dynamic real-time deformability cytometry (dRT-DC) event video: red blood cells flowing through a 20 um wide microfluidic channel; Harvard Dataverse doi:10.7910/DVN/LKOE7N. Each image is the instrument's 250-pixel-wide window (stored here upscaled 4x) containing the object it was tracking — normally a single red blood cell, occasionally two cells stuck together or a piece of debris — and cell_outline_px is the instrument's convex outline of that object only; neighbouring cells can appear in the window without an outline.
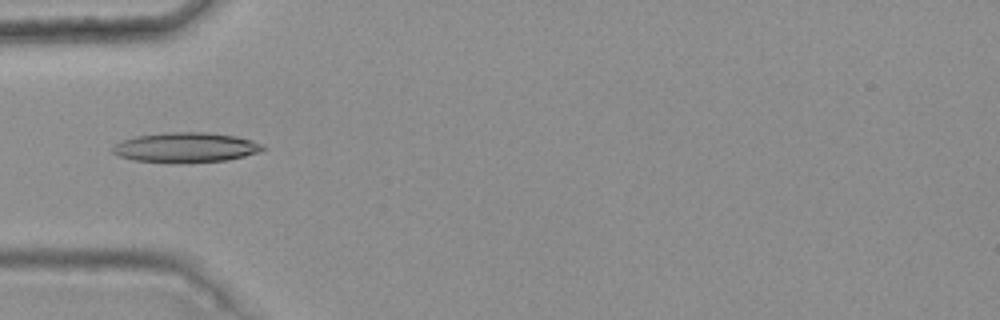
{"species": "common noctule bat (a hibernating species)", "species_latin": "Nyctalus noctula", "temperature_condition": "warm", "stored_images_in_passage": 7, "camera_frame_rate_fps": 3000, "um_per_image_px": 0.085, "animal": {"sex": "female", "body_mass_g": 25.1}, "frame": {"image": 1, "passage_image": 4, "time_ms": 1.0, "image_size_px": [1000, 320], "cell_outline_px": [[268, 148], [244, 156], [228, 160], [132, 160], [120, 156], [112, 152], [112, 148], [116, 144], [124, 140], [136, 136], [168, 132], [208, 132], [236, 136], [252, 140], [264, 144]], "centroid_in_image_um": [15.85, 12.48], "position_along_channel_um": 69.1, "area_um2": 25.09}}
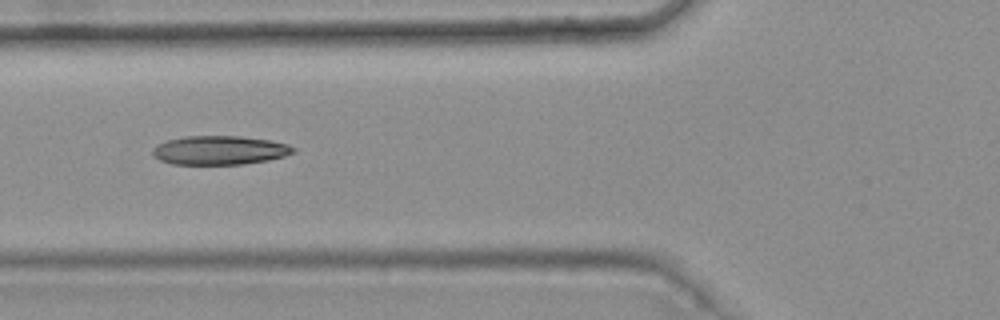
{"frame": {"image": 2, "passage_image": 5, "time_ms": 1.333, "image_size_px": [1000, 320], "cell_outline_px": [[296, 152], [284, 156], [268, 160], [244, 164], [172, 164], [160, 160], [152, 156], [152, 148], [156, 144], [168, 140], [184, 136], [240, 136], [268, 140], [288, 144], [296, 148]], "centroid_in_image_um": [18.65, 12.77], "position_along_channel_um": 107.2, "area_um2": 23.81}}
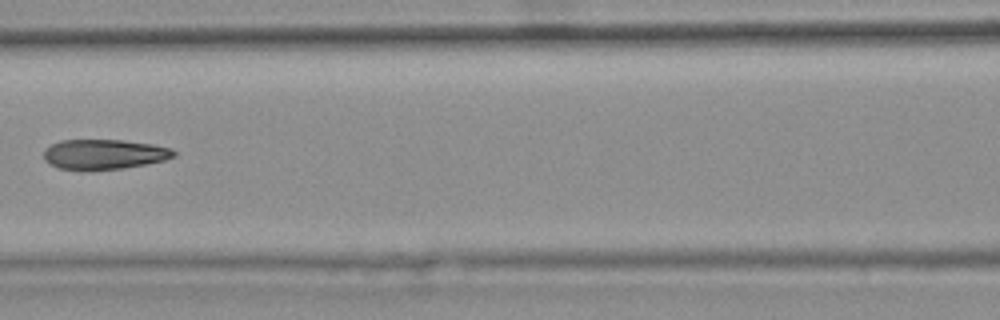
{"frame": {"image": 3, "passage_image": 6, "time_ms": 1.667, "image_size_px": [1000, 320], "cell_outline_px": [[176, 156], [164, 160], [148, 164], [124, 168], [60, 168], [44, 160], [44, 148], [60, 140], [124, 140], [152, 144], [172, 148], [176, 152]], "centroid_in_image_um": [8.9, 13.08], "position_along_channel_um": 157.7, "area_um2": 22.31}}